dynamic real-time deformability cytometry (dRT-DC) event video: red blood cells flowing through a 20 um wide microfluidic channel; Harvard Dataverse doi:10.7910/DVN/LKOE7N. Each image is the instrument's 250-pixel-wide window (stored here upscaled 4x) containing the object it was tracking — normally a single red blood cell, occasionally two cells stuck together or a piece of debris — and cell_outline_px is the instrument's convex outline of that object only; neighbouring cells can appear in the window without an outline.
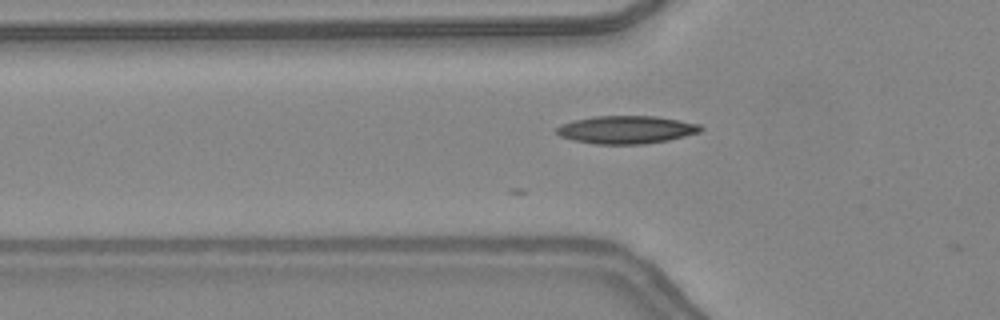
{"species": "common noctule bat (a hibernating species)", "species_latin": "Nyctalus noctula", "temperature_condition": "warm", "stored_images_in_passage": 4, "camera_frame_rate_fps": 3000, "um_per_image_px": 0.085, "animal": {"sex": "female", "body_mass_g": 24.6, "forearm_length_mm": 56.2}, "frame": {"image": 1, "passage_image": 3, "time_ms": 0.667, "image_size_px": [1000, 320], "cell_outline_px": [[704, 128], [700, 132], [668, 140], [644, 144], [596, 144], [572, 140], [560, 136], [556, 132], [556, 128], [560, 124], [592, 116], [656, 116], [700, 124]], "centroid_in_image_um": [53.23, 11.02], "position_along_channel_um": 72.6, "area_um2": 23.41}}